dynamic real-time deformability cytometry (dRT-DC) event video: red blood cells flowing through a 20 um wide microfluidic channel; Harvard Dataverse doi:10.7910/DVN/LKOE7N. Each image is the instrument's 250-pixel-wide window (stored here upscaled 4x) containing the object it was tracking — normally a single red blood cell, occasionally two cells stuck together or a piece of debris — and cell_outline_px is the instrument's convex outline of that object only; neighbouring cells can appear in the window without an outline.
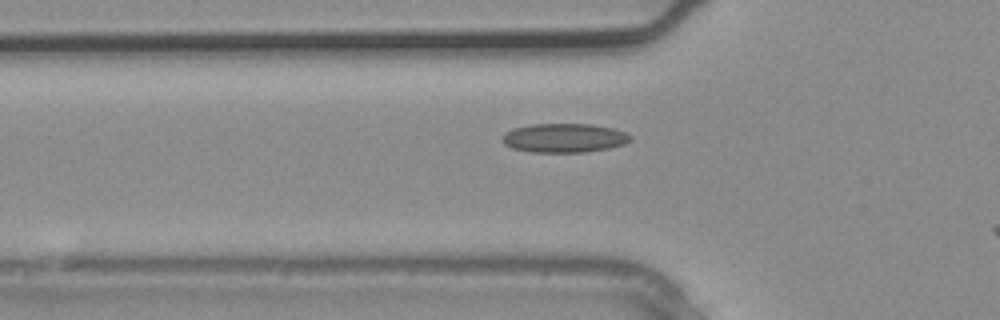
{"species": "common noctule bat (a hibernating species)", "species_latin": "Nyctalus noctula", "temperature_condition": "warm", "stored_images_in_passage": 4, "segment_of_instrument_passage": [1, 2], "camera_frame_rate_fps": 3000, "um_per_image_px": 0.085, "animal": {"sex": "male", "body_mass_g": 20.4}, "frame": {"image": 1, "passage_image": 3, "time_ms": 0.667, "image_size_px": [1000, 320], "cell_outline_px": [[632, 140], [624, 144], [608, 148], [584, 152], [532, 152], [512, 148], [504, 144], [500, 140], [500, 136], [504, 132], [512, 128], [532, 124], [592, 124], [612, 128], [624, 132], [632, 136]], "centroid_in_image_um": [47.9, 11.72], "position_along_channel_um": 77.9, "area_um2": 21.85}}